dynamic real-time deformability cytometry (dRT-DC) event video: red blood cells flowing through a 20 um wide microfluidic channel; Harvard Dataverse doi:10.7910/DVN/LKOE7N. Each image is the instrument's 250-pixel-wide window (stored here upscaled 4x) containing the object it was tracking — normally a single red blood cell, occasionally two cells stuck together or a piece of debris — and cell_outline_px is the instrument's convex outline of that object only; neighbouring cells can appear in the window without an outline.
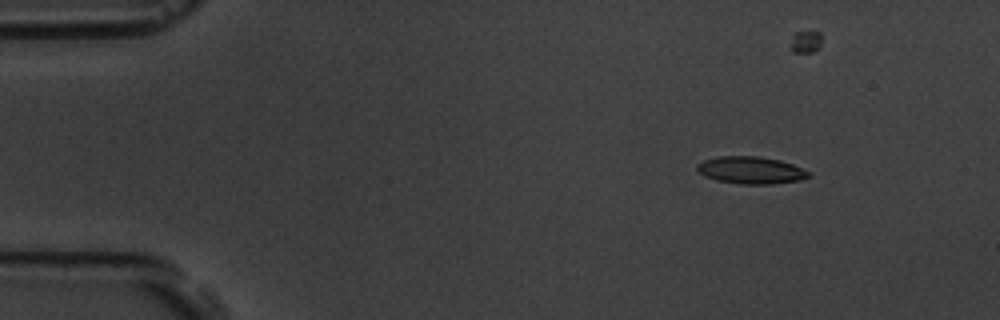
{"species": "common noctule bat (a hibernating species)", "species_latin": "Nyctalus noctula", "temperature_condition": "room temperature", "stored_images_in_passage": 7, "camera_frame_rate_fps": 3000, "um_per_image_px": 0.085, "animal": {"sex": "male", "body_mass_g": 19.5, "forearm_length_mm": 54.6}, "frame": {"image": 1, "passage_image": 2, "time_ms": 2.333, "image_size_px": [1000, 320], "cell_outline_px": [[812, 176], [800, 180], [772, 184], [740, 184], [716, 180], [704, 176], [696, 168], [696, 164], [704, 160], [720, 156], [760, 156], [780, 160], [792, 164], [812, 172]], "centroid_in_image_um": [63.86, 14.47], "position_along_channel_um": 21.1, "area_um2": 17.86}}